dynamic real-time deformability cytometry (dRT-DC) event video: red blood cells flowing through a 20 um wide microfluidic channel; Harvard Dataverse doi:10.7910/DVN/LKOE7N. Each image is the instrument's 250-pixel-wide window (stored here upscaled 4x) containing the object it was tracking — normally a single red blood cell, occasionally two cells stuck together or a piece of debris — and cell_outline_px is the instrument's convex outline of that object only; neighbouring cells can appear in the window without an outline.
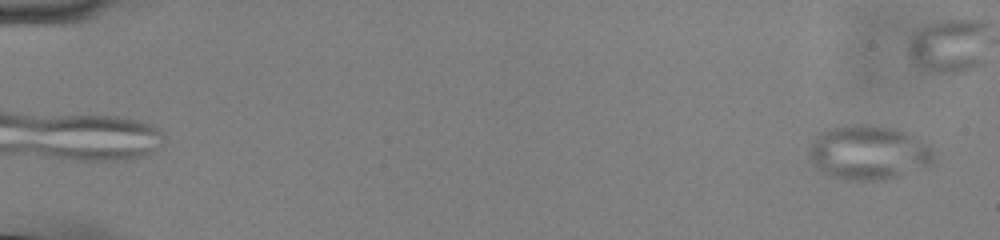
{"species": "common noctule bat (a hibernating species)", "species_latin": "Nyctalus noctula", "temperature_condition": "cold", "stored_images_in_passage": 46, "camera_frame_rate_fps": 3000, "um_per_image_px": 0.085, "animal": {"sex": "male", "body_mass_g": 13.0, "forearm_length_mm": 53.1}, "frame": {"image": 1, "passage_image": 2, "time_ms": 0.333, "image_size_px": [1000, 240], "cell_outline_px": [[932, 160], [928, 168], [884, 180], [848, 180], [832, 176], [820, 168], [808, 156], [808, 152], [816, 136], [820, 132], [844, 124], [868, 124], [896, 128], [928, 144], [932, 148]], "centroid_in_image_um": [73.86, 12.96], "position_along_channel_um": 11.1, "area_um2": 39.36}}
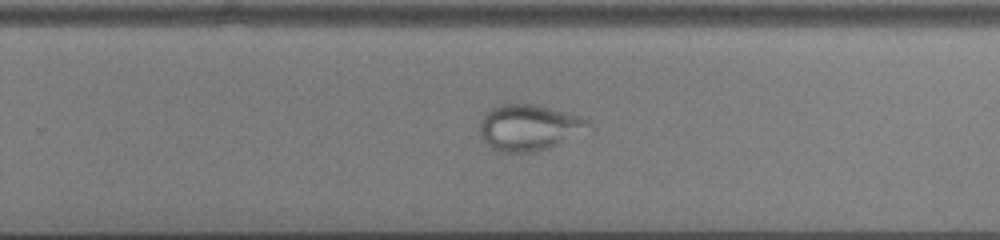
{"frame": {"image": 2, "passage_image": 37, "time_ms": 12.0, "image_size_px": [1000, 240], "cell_outline_px": [[592, 128], [548, 148], [536, 152], [500, 152], [492, 148], [480, 136], [480, 120], [492, 108], [500, 104], [536, 104], [580, 116], [592, 120]], "centroid_in_image_um": [44.99, 10.83], "position_along_channel_um": 284.8, "area_um2": 29.13}}
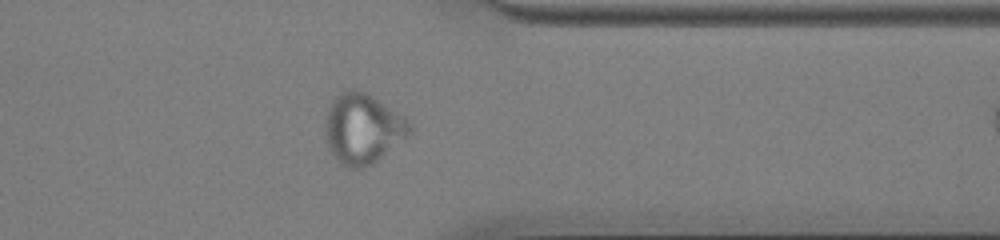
{"frame": {"image": 3, "passage_image": 45, "time_ms": 14.667, "image_size_px": [1000, 240], "cell_outline_px": [[412, 132], [408, 136], [372, 164], [364, 168], [352, 168], [344, 164], [328, 148], [324, 132], [324, 124], [328, 108], [332, 100], [340, 92], [348, 88], [352, 88], [364, 92], [408, 120], [412, 124]], "centroid_in_image_um": [30.81, 10.92], "position_along_channel_um": 380.6, "area_um2": 34.04}}